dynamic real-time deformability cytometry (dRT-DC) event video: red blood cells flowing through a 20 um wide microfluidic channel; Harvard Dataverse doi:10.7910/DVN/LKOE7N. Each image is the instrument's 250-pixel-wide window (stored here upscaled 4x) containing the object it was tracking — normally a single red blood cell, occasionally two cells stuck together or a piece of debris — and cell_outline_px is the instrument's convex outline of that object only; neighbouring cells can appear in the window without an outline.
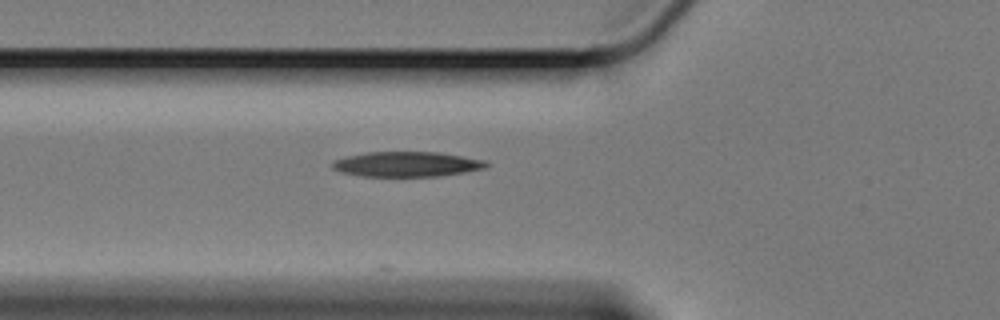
{"species": "Egyptian fruit bat (a non-hibernating species)", "species_latin": "Rousettus aegyptiacus", "temperature_condition": "cold", "stored_images_in_passage": 8, "camera_frame_rate_fps": 3000, "um_per_image_px": 0.085, "animal": {"sex": "female"}, "frame": {"image": 1, "passage_image": 3, "time_ms": 0.667, "image_size_px": [1000, 320], "cell_outline_px": [[492, 164], [484, 168], [464, 172], [436, 176], [360, 176], [340, 172], [332, 168], [332, 160], [344, 156], [368, 152], [440, 152], [488, 160]], "centroid_in_image_um": [34.58, 13.94], "position_along_channel_um": 91.2, "area_um2": 22.72}}
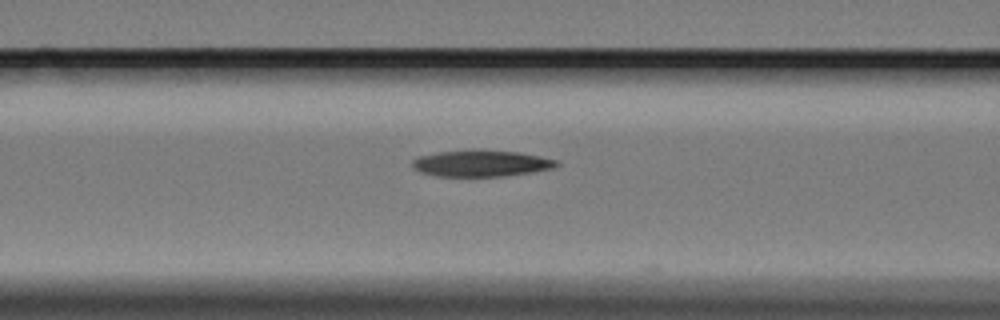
{"frame": {"image": 2, "passage_image": 6, "time_ms": 1.667, "image_size_px": [1000, 320], "cell_outline_px": [[560, 164], [552, 168], [532, 172], [504, 176], [436, 176], [420, 172], [412, 168], [412, 160], [420, 156], [436, 152], [476, 148], [520, 152], [540, 156], [556, 160]], "centroid_in_image_um": [40.87, 13.86], "position_along_channel_um": 125.7, "area_um2": 22.6}}